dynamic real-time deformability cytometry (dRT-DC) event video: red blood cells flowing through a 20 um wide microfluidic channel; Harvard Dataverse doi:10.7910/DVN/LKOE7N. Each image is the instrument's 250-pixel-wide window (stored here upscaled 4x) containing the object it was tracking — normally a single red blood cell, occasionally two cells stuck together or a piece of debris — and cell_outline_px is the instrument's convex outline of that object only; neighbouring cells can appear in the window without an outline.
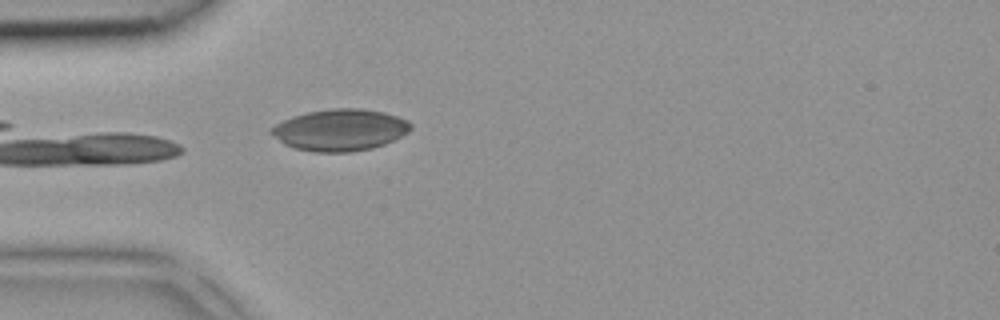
{"species": "common noctule bat (a hibernating species)", "species_latin": "Nyctalus noctula", "temperature_condition": "room temperature", "stored_images_in_passage": 32, "camera_frame_rate_fps": 3000, "um_per_image_px": 0.085, "animal": {"sex": "female", "body_mass_g": 18.4}, "frame": {"image": 1, "passage_image": 2, "time_ms": 0.333, "image_size_px": [1000, 320], "cell_outline_px": [[412, 128], [408, 132], [384, 144], [372, 148], [348, 152], [316, 152], [296, 148], [284, 144], [268, 132], [268, 128], [292, 116], [308, 112], [332, 108], [360, 108], [384, 112], [408, 120], [412, 124]], "centroid_in_image_um": [28.89, 11.04], "position_along_channel_um": 56.1, "area_um2": 33.81}}
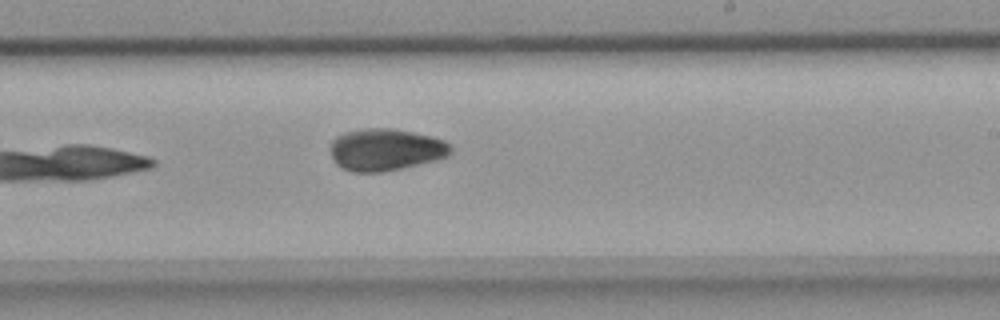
{"frame": {"image": 2, "passage_image": 15, "time_ms": 4.667, "image_size_px": [1000, 320], "cell_outline_px": [[452, 152], [448, 156], [436, 160], [384, 172], [352, 172], [340, 168], [332, 160], [328, 148], [332, 140], [336, 136], [344, 132], [368, 128], [396, 128], [432, 136], [444, 140], [452, 144]], "centroid_in_image_um": [32.75, 12.72], "position_along_channel_um": 256.2, "area_um2": 30.11}}
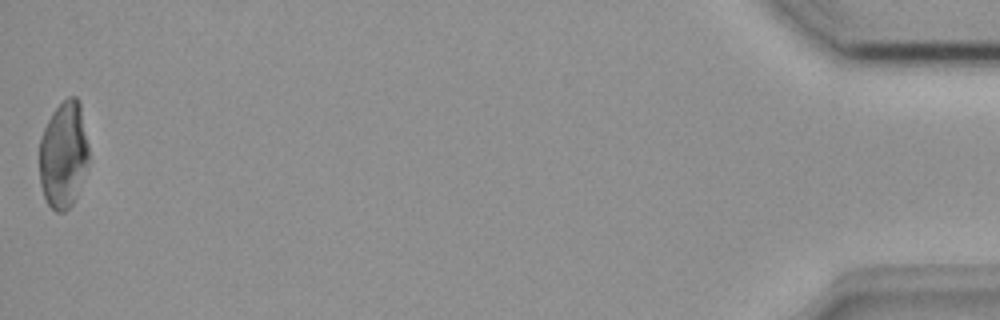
{"frame": {"image": 3, "passage_image": 32, "time_ms": 10.333, "image_size_px": [1000, 320], "cell_outline_px": [[88, 168], [76, 196], [72, 204], [64, 212], [56, 212], [48, 204], [44, 196], [40, 184], [40, 136], [52, 112], [68, 96], [76, 96], [80, 100], [88, 144]], "centroid_in_image_um": [5.41, 13.14], "position_along_channel_um": 429.8, "area_um2": 30.92}}